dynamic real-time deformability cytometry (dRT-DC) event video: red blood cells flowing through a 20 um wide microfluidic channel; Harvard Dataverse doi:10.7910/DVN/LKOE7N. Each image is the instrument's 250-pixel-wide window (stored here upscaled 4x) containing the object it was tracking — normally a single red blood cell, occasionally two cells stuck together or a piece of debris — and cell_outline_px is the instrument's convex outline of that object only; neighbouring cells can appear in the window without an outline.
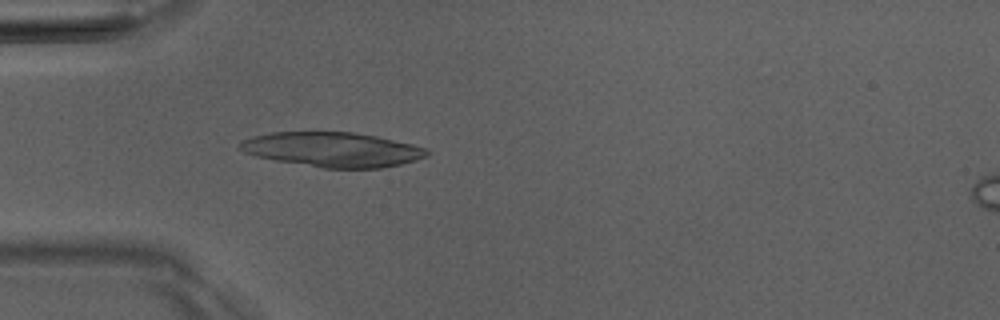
{"species": "Egyptian fruit bat (a non-hibernating species)", "species_latin": "Rousettus aegyptiacus", "temperature_condition": "room temperature", "stored_images_in_passage": 5, "camera_frame_rate_fps": 3000, "um_per_image_px": 0.085, "animal": {"sex": "male"}, "frame": {"image": 1, "passage_image": 5, "time_ms": 4.667, "image_size_px": [1000, 320], "cell_outline_px": [[432, 152], [428, 156], [416, 160], [400, 164], [380, 168], [324, 168], [276, 160], [256, 156], [244, 152], [240, 148], [240, 144], [244, 140], [252, 136], [272, 132], [352, 132], [376, 136], [412, 144], [428, 148]], "centroid_in_image_um": [28.32, 12.71], "position_along_channel_um": 56.7, "area_um2": 37.63}}